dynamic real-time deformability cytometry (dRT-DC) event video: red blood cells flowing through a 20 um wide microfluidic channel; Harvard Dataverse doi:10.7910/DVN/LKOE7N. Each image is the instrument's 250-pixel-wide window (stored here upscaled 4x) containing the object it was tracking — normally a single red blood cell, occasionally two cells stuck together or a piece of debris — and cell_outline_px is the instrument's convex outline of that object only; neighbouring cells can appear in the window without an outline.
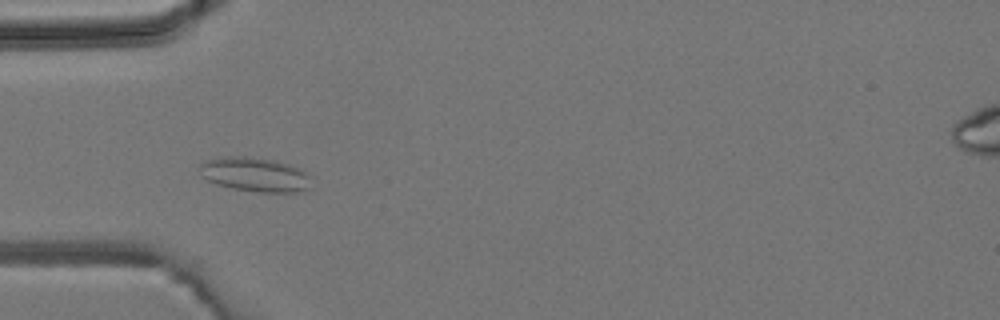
{"species": "common noctule bat (a hibernating species)", "species_latin": "Nyctalus noctula", "temperature_condition": "room temperature", "stored_images_in_passage": 6, "camera_frame_rate_fps": 3000, "um_per_image_px": 0.085, "animal": {"sex": "male", "body_mass_g": 19.2, "forearm_length_mm": 51.8}, "frame": {"image": 1, "passage_image": 4, "time_ms": 3.333, "image_size_px": [1000, 320], "cell_outline_px": [[312, 176], [308, 188], [304, 192], [256, 192], [232, 188], [216, 184], [200, 176], [200, 164], [204, 160], [224, 156], [244, 156], [272, 160], [288, 164], [300, 168], [308, 172]], "centroid_in_image_um": [21.68, 14.84], "position_along_channel_um": 63.3, "area_um2": 22.6}}
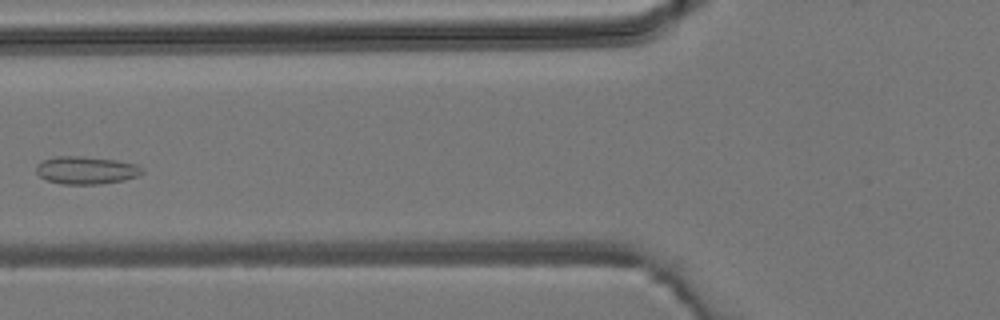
{"frame": {"image": 2, "passage_image": 5, "time_ms": 4.667, "image_size_px": [1000, 320], "cell_outline_px": [[144, 172], [140, 176], [124, 180], [96, 184], [64, 184], [48, 180], [40, 176], [36, 172], [36, 164], [44, 160], [56, 156], [84, 156], [116, 160], [136, 164], [144, 168]], "centroid_in_image_um": [7.36, 14.46], "position_along_channel_um": 118.4, "area_um2": 17.17}}
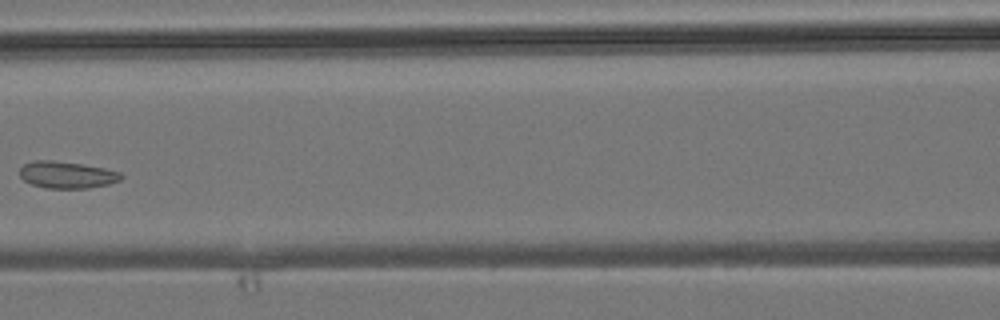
{"frame": {"image": 3, "passage_image": 6, "time_ms": 5.667, "image_size_px": [1000, 320], "cell_outline_px": [[124, 176], [120, 180], [108, 184], [88, 188], [44, 188], [32, 184], [24, 180], [20, 176], [20, 168], [24, 164], [32, 160], [52, 160], [84, 164], [104, 168], [120, 172]], "centroid_in_image_um": [5.68, 14.85], "position_along_channel_um": 160.9, "area_um2": 15.95}}